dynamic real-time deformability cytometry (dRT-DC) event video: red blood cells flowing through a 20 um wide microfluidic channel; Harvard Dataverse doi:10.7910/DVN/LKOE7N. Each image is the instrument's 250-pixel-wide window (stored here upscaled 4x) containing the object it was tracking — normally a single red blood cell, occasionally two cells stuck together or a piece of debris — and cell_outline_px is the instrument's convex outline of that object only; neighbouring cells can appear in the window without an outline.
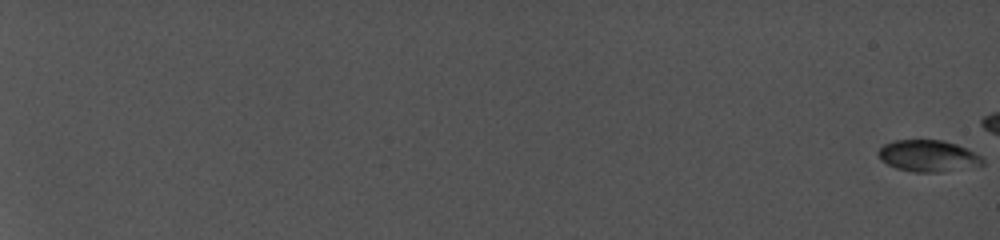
{"species": "common noctule bat (a hibernating species)", "species_latin": "Nyctalus noctula", "temperature_condition": "cold", "stored_images_in_passage": 84, "camera_frame_rate_fps": 5000, "um_per_image_px": 0.085, "animal": {"sex": "female", "body_mass_g": 19.0, "forearm_length_mm": 56.7}, "frame": {"image": 1, "passage_image": 1, "time_ms": 0.0, "image_size_px": [1000, 240], "cell_outline_px": [[984, 164], [940, 172], [916, 172], [896, 168], [880, 160], [876, 152], [884, 144], [892, 140], [944, 140], [968, 148], [980, 156], [984, 160]], "centroid_in_image_um": [78.86, 13.24], "position_along_channel_um": 6.1, "area_um2": 19.19}}
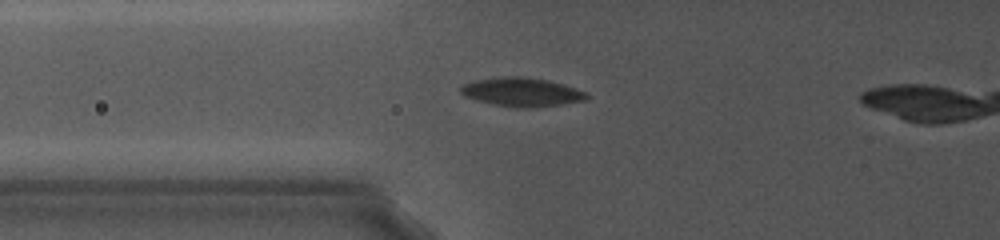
{"frame": {"image": 2, "passage_image": 46, "time_ms": 10.0, "image_size_px": [1000, 240], "cell_outline_px": [[592, 96], [584, 100], [564, 104], [532, 108], [516, 108], [496, 104], [464, 96], [460, 92], [460, 88], [464, 84], [476, 80], [504, 76], [524, 76], [548, 80], [564, 84], [588, 92]], "centroid_in_image_um": [44.43, 7.82], "position_along_channel_um": 81.4, "area_um2": 21.21}}
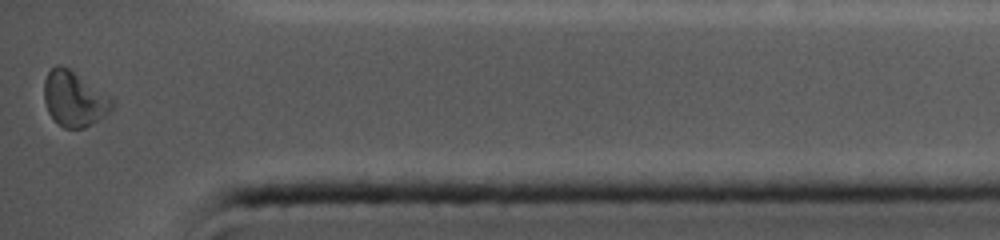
{"frame": {"image": 3, "passage_image": 84, "time_ms": 19.2, "image_size_px": [1000, 240], "cell_outline_px": [[116, 104], [104, 116], [92, 124], [84, 128], [64, 128], [48, 112], [44, 100], [44, 80], [48, 72], [56, 64], [60, 64], [68, 68], [116, 100]], "centroid_in_image_um": [6.32, 8.4], "position_along_channel_um": 428.9, "area_um2": 21.73}, "authors_computed_cell_mechanics": {"area_um2": 19.5075, "velocity_mm_per_s": 3.8659, "shape_relaxation_time_tau1_ms": 7.8306, "shape_relaxation_time_tau2_ms": 2.5169, "deformation_change_tau1": 0.167, "deformation_change_tau2": 0.0588}}